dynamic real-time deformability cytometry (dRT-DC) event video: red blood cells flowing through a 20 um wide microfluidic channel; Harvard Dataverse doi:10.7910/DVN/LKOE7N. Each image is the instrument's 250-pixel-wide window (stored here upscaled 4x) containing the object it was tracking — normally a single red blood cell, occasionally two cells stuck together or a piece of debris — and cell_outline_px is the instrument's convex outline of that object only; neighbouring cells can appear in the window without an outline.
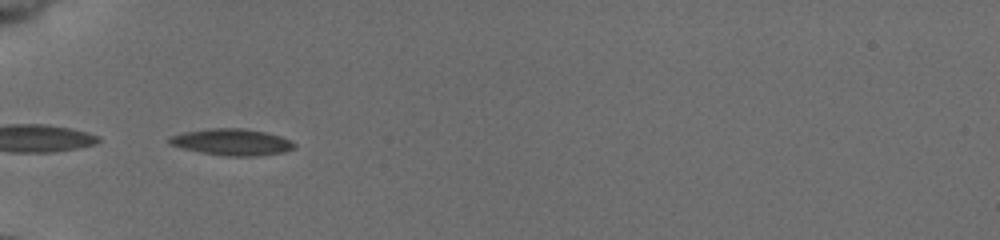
{"species": "common noctule bat (a hibernating species)", "species_latin": "Nyctalus noctula", "temperature_condition": "cold", "stored_images_in_passage": 8, "camera_frame_rate_fps": 3000, "um_per_image_px": 0.085, "animal": {"sex": "female", "body_mass_g": 19.5, "forearm_length_mm": 54.1}, "frame": {"image": 1, "passage_image": 1, "time_ms": 0.0, "image_size_px": [1000, 240], "cell_outline_px": [[296, 148], [284, 152], [252, 156], [224, 156], [200, 152], [168, 144], [168, 136], [184, 132], [208, 128], [244, 128], [264, 132], [280, 136], [296, 144]], "centroid_in_image_um": [19.68, 12.07], "position_along_channel_um": 65.3, "area_um2": 19.31}}
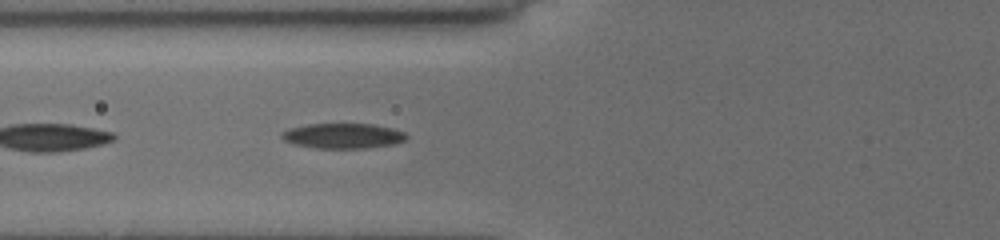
{"frame": {"image": 2, "passage_image": 4, "time_ms": 1.0, "image_size_px": [1000, 240], "cell_outline_px": [[408, 136], [404, 140], [392, 144], [364, 148], [316, 148], [296, 144], [284, 140], [280, 136], [288, 128], [308, 124], [372, 124], [392, 128], [404, 132]], "centroid_in_image_um": [29.15, 11.54], "position_along_channel_um": 96.7, "area_um2": 18.03}}